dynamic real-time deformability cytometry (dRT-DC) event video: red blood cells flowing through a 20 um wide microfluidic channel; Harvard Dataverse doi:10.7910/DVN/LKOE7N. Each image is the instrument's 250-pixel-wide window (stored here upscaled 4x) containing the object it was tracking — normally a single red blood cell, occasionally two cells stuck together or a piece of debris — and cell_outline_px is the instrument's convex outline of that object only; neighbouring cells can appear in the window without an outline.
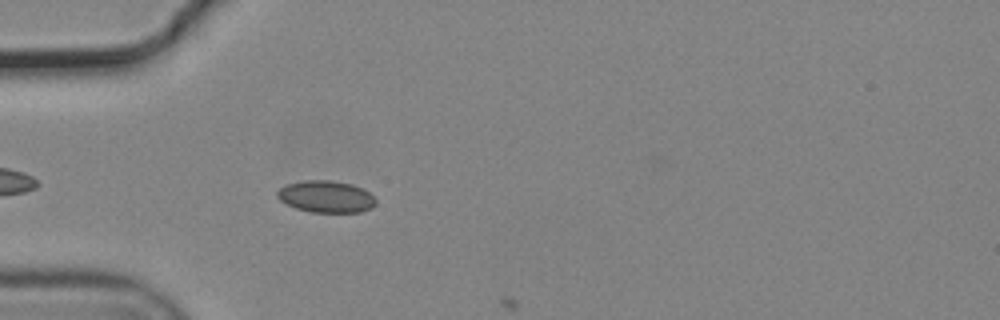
{"species": "common noctule bat (a hibernating species)", "species_latin": "Nyctalus noctula", "temperature_condition": "cold", "stored_images_in_passage": 4, "camera_frame_rate_fps": 3000, "um_per_image_px": 0.085, "animal": {"sex": "male", "body_mass_g": 19.2, "forearm_length_mm": 51.8}, "frame": {"image": 1, "passage_image": 3, "time_ms": 0.667, "image_size_px": [1000, 320], "cell_outline_px": [[376, 204], [372, 208], [360, 212], [312, 212], [296, 208], [280, 200], [276, 196], [276, 192], [280, 188], [288, 184], [308, 180], [328, 180], [352, 184], [368, 192], [376, 200]], "centroid_in_image_um": [27.72, 16.72], "position_along_channel_um": 57.3, "area_um2": 18.09}}